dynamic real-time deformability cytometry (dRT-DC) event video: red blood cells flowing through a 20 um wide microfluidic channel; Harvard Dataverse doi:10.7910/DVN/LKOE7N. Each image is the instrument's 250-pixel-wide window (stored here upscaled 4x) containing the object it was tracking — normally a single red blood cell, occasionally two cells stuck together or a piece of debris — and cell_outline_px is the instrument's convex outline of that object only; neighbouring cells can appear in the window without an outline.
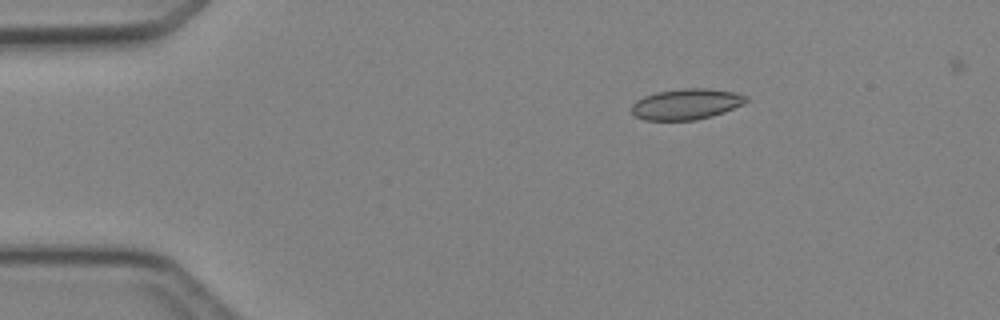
{"species": "Egyptian fruit bat (a non-hibernating species)", "species_latin": "Rousettus aegyptiacus", "temperature_condition": "cold", "stored_images_in_passage": 7, "camera_frame_rate_fps": 3000, "um_per_image_px": 0.085, "animal": {"sex": "female"}, "frame": {"image": 1, "passage_image": 3, "time_ms": 2.333, "image_size_px": [1000, 320], "cell_outline_px": [[748, 100], [744, 104], [724, 112], [712, 116], [696, 120], [644, 120], [636, 116], [632, 112], [632, 104], [636, 100], [644, 96], [656, 92], [684, 88], [708, 88], [732, 92], [748, 96]], "centroid_in_image_um": [58.34, 8.85], "position_along_channel_um": 26.7, "area_um2": 20.58}}
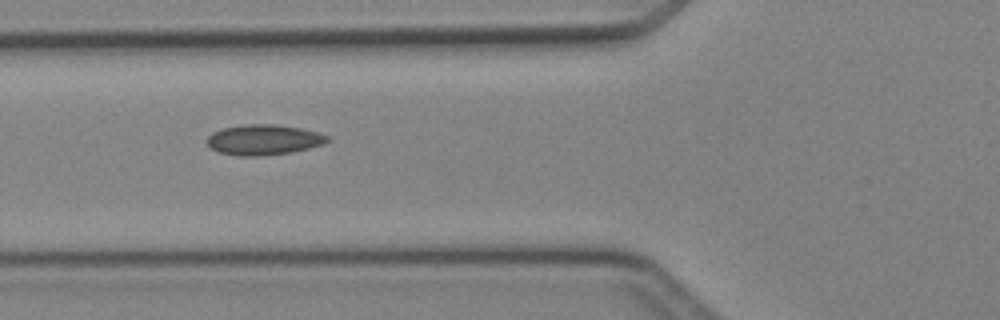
{"frame": {"image": 2, "passage_image": 6, "time_ms": 5.667, "image_size_px": [1000, 320], "cell_outline_px": [[328, 140], [324, 144], [292, 152], [260, 156], [236, 156], [220, 152], [212, 148], [204, 140], [212, 132], [224, 128], [244, 124], [272, 124], [300, 128], [316, 132], [328, 136]], "centroid_in_image_um": [22.37, 11.88], "position_along_channel_um": 103.4, "area_um2": 21.21}}
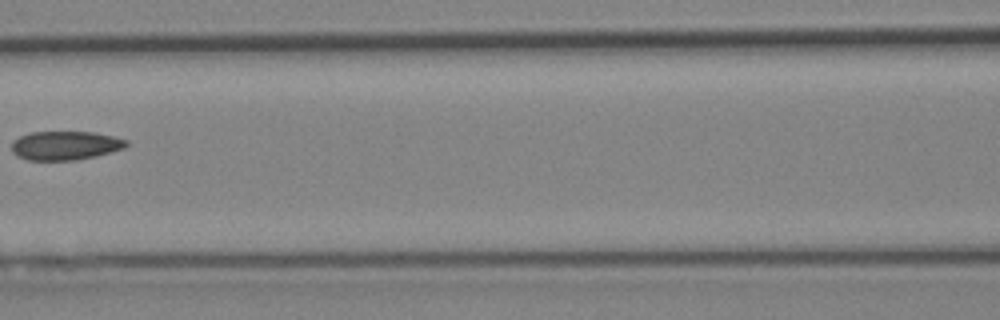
{"frame": {"image": 3, "passage_image": 7, "time_ms": 7.0, "image_size_px": [1000, 320], "cell_outline_px": [[128, 144], [124, 148], [112, 152], [96, 156], [76, 160], [28, 160], [16, 156], [12, 152], [12, 144], [20, 136], [32, 132], [92, 132], [112, 136], [128, 140]], "centroid_in_image_um": [5.56, 12.37], "position_along_channel_um": 161.0, "area_um2": 19.25}}